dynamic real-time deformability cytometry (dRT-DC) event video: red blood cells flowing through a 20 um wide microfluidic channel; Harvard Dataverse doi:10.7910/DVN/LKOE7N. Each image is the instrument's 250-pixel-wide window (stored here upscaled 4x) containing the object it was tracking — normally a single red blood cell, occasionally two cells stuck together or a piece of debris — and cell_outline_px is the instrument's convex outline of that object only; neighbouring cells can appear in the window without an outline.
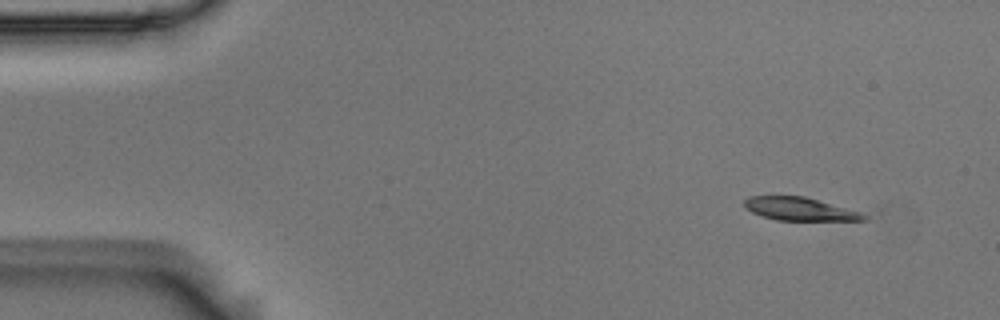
{"species": "Egyptian fruit bat (a non-hibernating species)", "species_latin": "Rousettus aegyptiacus", "temperature_condition": "room temperature", "stored_images_in_passage": 6, "camera_frame_rate_fps": 3000, "um_per_image_px": 0.085, "animal": {"sex": "male"}, "frame": {"image": 1, "passage_image": 2, "time_ms": 0.333, "image_size_px": [1000, 320], "cell_outline_px": [[868, 220], [776, 220], [752, 212], [744, 208], [744, 200], [748, 196], [804, 196], [860, 212], [868, 216]], "centroid_in_image_um": [67.94, 17.76], "position_along_channel_um": 17.1, "area_um2": 15.9}}